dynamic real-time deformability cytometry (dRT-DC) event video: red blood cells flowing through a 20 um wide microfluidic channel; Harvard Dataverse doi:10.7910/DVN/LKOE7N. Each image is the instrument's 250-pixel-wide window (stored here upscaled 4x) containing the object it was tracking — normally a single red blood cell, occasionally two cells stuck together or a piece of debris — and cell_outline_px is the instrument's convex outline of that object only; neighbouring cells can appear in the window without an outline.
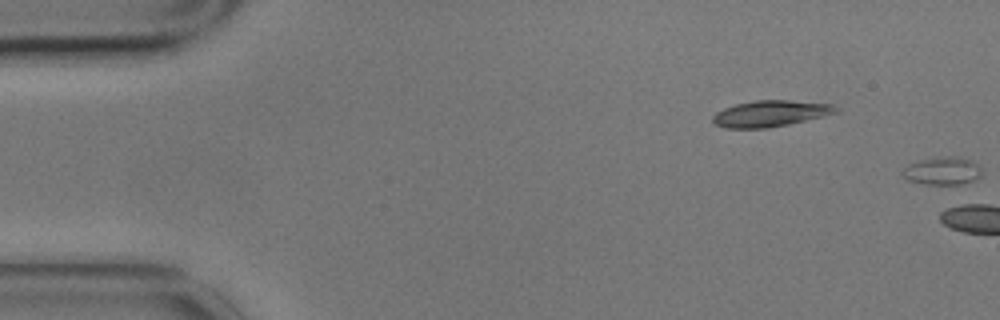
{"species": "common noctule bat (a hibernating species)", "species_latin": "Nyctalus noctula", "temperature_condition": "cold", "stored_images_in_passage": 6, "segment_of_instrument_passage": [2, 2], "camera_frame_rate_fps": 3000, "um_per_image_px": 0.085, "animal": {"sex": "male", "body_mass_g": 17.9}, "frame": {"image": 1, "passage_image": 6, "time_ms": 1.667, "image_size_px": [1000, 320], "cell_outline_px": [[984, 172], [976, 180], [960, 184], [924, 184], [908, 180], [900, 172], [908, 164], [920, 160], [948, 156], [956, 156], [972, 160]], "centroid_in_image_um": [80.13, 14.53], "position_along_channel_um": 4.9, "area_um2": 12.89}}